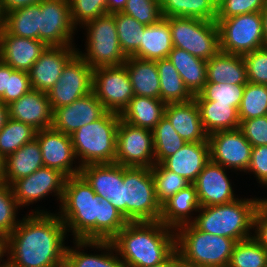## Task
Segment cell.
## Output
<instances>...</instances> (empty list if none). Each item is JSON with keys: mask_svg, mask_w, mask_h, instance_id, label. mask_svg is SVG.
Returning <instances> with one entry per match:
<instances>
[{"mask_svg": "<svg viewBox=\"0 0 267 267\" xmlns=\"http://www.w3.org/2000/svg\"><path fill=\"white\" fill-rule=\"evenodd\" d=\"M240 120L267 115V85L248 82L238 109Z\"/></svg>", "mask_w": 267, "mask_h": 267, "instance_id": "42", "label": "cell"}, {"mask_svg": "<svg viewBox=\"0 0 267 267\" xmlns=\"http://www.w3.org/2000/svg\"><path fill=\"white\" fill-rule=\"evenodd\" d=\"M114 21L122 52L127 57H134L140 50L142 34H144L146 25L122 12L114 13Z\"/></svg>", "mask_w": 267, "mask_h": 267, "instance_id": "39", "label": "cell"}, {"mask_svg": "<svg viewBox=\"0 0 267 267\" xmlns=\"http://www.w3.org/2000/svg\"><path fill=\"white\" fill-rule=\"evenodd\" d=\"M92 91L107 111L119 114L134 97L124 65L94 68Z\"/></svg>", "mask_w": 267, "mask_h": 267, "instance_id": "13", "label": "cell"}, {"mask_svg": "<svg viewBox=\"0 0 267 267\" xmlns=\"http://www.w3.org/2000/svg\"><path fill=\"white\" fill-rule=\"evenodd\" d=\"M3 256H7V238L0 234V266L6 262V259L2 260Z\"/></svg>", "mask_w": 267, "mask_h": 267, "instance_id": "61", "label": "cell"}, {"mask_svg": "<svg viewBox=\"0 0 267 267\" xmlns=\"http://www.w3.org/2000/svg\"><path fill=\"white\" fill-rule=\"evenodd\" d=\"M76 27L71 18L69 0L40 2V41L50 46H72Z\"/></svg>", "mask_w": 267, "mask_h": 267, "instance_id": "16", "label": "cell"}, {"mask_svg": "<svg viewBox=\"0 0 267 267\" xmlns=\"http://www.w3.org/2000/svg\"><path fill=\"white\" fill-rule=\"evenodd\" d=\"M264 46L267 47V4L261 11Z\"/></svg>", "mask_w": 267, "mask_h": 267, "instance_id": "60", "label": "cell"}, {"mask_svg": "<svg viewBox=\"0 0 267 267\" xmlns=\"http://www.w3.org/2000/svg\"><path fill=\"white\" fill-rule=\"evenodd\" d=\"M36 132L30 125L9 118L0 131V154L6 158L26 143L32 142Z\"/></svg>", "mask_w": 267, "mask_h": 267, "instance_id": "40", "label": "cell"}, {"mask_svg": "<svg viewBox=\"0 0 267 267\" xmlns=\"http://www.w3.org/2000/svg\"><path fill=\"white\" fill-rule=\"evenodd\" d=\"M172 48L169 21L162 17L158 22L145 26L140 50L134 57L156 61L167 58Z\"/></svg>", "mask_w": 267, "mask_h": 267, "instance_id": "30", "label": "cell"}, {"mask_svg": "<svg viewBox=\"0 0 267 267\" xmlns=\"http://www.w3.org/2000/svg\"><path fill=\"white\" fill-rule=\"evenodd\" d=\"M236 240L197 229L192 223L175 229V249L190 267H228Z\"/></svg>", "mask_w": 267, "mask_h": 267, "instance_id": "5", "label": "cell"}, {"mask_svg": "<svg viewBox=\"0 0 267 267\" xmlns=\"http://www.w3.org/2000/svg\"><path fill=\"white\" fill-rule=\"evenodd\" d=\"M123 65L127 69L134 96L160 99V78L156 61L129 56Z\"/></svg>", "mask_w": 267, "mask_h": 267, "instance_id": "29", "label": "cell"}, {"mask_svg": "<svg viewBox=\"0 0 267 267\" xmlns=\"http://www.w3.org/2000/svg\"><path fill=\"white\" fill-rule=\"evenodd\" d=\"M253 173L262 186L267 184V145L252 148L251 162L246 171Z\"/></svg>", "mask_w": 267, "mask_h": 267, "instance_id": "52", "label": "cell"}, {"mask_svg": "<svg viewBox=\"0 0 267 267\" xmlns=\"http://www.w3.org/2000/svg\"><path fill=\"white\" fill-rule=\"evenodd\" d=\"M9 119L8 105L0 100V131L4 128Z\"/></svg>", "mask_w": 267, "mask_h": 267, "instance_id": "59", "label": "cell"}, {"mask_svg": "<svg viewBox=\"0 0 267 267\" xmlns=\"http://www.w3.org/2000/svg\"><path fill=\"white\" fill-rule=\"evenodd\" d=\"M243 59L248 82L267 85V47L247 53Z\"/></svg>", "mask_w": 267, "mask_h": 267, "instance_id": "48", "label": "cell"}, {"mask_svg": "<svg viewBox=\"0 0 267 267\" xmlns=\"http://www.w3.org/2000/svg\"><path fill=\"white\" fill-rule=\"evenodd\" d=\"M107 110L94 92L77 99L72 104L53 111L52 127L66 135L73 134L82 126L101 118Z\"/></svg>", "mask_w": 267, "mask_h": 267, "instance_id": "18", "label": "cell"}, {"mask_svg": "<svg viewBox=\"0 0 267 267\" xmlns=\"http://www.w3.org/2000/svg\"><path fill=\"white\" fill-rule=\"evenodd\" d=\"M163 17L198 18L215 21L217 9L208 0H159Z\"/></svg>", "mask_w": 267, "mask_h": 267, "instance_id": "37", "label": "cell"}, {"mask_svg": "<svg viewBox=\"0 0 267 267\" xmlns=\"http://www.w3.org/2000/svg\"><path fill=\"white\" fill-rule=\"evenodd\" d=\"M31 211L7 237V260L18 267H64V223L58 213Z\"/></svg>", "mask_w": 267, "mask_h": 267, "instance_id": "2", "label": "cell"}, {"mask_svg": "<svg viewBox=\"0 0 267 267\" xmlns=\"http://www.w3.org/2000/svg\"><path fill=\"white\" fill-rule=\"evenodd\" d=\"M0 267H18V266L14 265L10 261L6 260V262H4L3 265H1Z\"/></svg>", "mask_w": 267, "mask_h": 267, "instance_id": "65", "label": "cell"}, {"mask_svg": "<svg viewBox=\"0 0 267 267\" xmlns=\"http://www.w3.org/2000/svg\"><path fill=\"white\" fill-rule=\"evenodd\" d=\"M239 129L253 147L267 145V115L240 120Z\"/></svg>", "mask_w": 267, "mask_h": 267, "instance_id": "50", "label": "cell"}, {"mask_svg": "<svg viewBox=\"0 0 267 267\" xmlns=\"http://www.w3.org/2000/svg\"><path fill=\"white\" fill-rule=\"evenodd\" d=\"M181 264L179 253L175 249L165 260L151 267H179Z\"/></svg>", "mask_w": 267, "mask_h": 267, "instance_id": "57", "label": "cell"}, {"mask_svg": "<svg viewBox=\"0 0 267 267\" xmlns=\"http://www.w3.org/2000/svg\"><path fill=\"white\" fill-rule=\"evenodd\" d=\"M245 85L227 83H206L198 93L206 101L229 104L237 110L240 107Z\"/></svg>", "mask_w": 267, "mask_h": 267, "instance_id": "44", "label": "cell"}, {"mask_svg": "<svg viewBox=\"0 0 267 267\" xmlns=\"http://www.w3.org/2000/svg\"><path fill=\"white\" fill-rule=\"evenodd\" d=\"M201 205L194 184L178 191L161 205L159 221L174 230L184 224L192 223Z\"/></svg>", "mask_w": 267, "mask_h": 267, "instance_id": "26", "label": "cell"}, {"mask_svg": "<svg viewBox=\"0 0 267 267\" xmlns=\"http://www.w3.org/2000/svg\"><path fill=\"white\" fill-rule=\"evenodd\" d=\"M31 89L29 74L24 71L14 70L9 78L8 92H5L0 100L9 105Z\"/></svg>", "mask_w": 267, "mask_h": 267, "instance_id": "51", "label": "cell"}, {"mask_svg": "<svg viewBox=\"0 0 267 267\" xmlns=\"http://www.w3.org/2000/svg\"><path fill=\"white\" fill-rule=\"evenodd\" d=\"M165 116L186 142H208V134L204 130L199 106L194 98L187 102L166 104Z\"/></svg>", "mask_w": 267, "mask_h": 267, "instance_id": "24", "label": "cell"}, {"mask_svg": "<svg viewBox=\"0 0 267 267\" xmlns=\"http://www.w3.org/2000/svg\"><path fill=\"white\" fill-rule=\"evenodd\" d=\"M111 241L125 267H151L175 250V230L160 221L128 222Z\"/></svg>", "mask_w": 267, "mask_h": 267, "instance_id": "3", "label": "cell"}, {"mask_svg": "<svg viewBox=\"0 0 267 267\" xmlns=\"http://www.w3.org/2000/svg\"><path fill=\"white\" fill-rule=\"evenodd\" d=\"M80 174L100 198H106L116 208L117 163L88 164Z\"/></svg>", "mask_w": 267, "mask_h": 267, "instance_id": "34", "label": "cell"}, {"mask_svg": "<svg viewBox=\"0 0 267 267\" xmlns=\"http://www.w3.org/2000/svg\"><path fill=\"white\" fill-rule=\"evenodd\" d=\"M167 59L173 64L193 95L203 89L207 83V61L177 47L172 48Z\"/></svg>", "mask_w": 267, "mask_h": 267, "instance_id": "33", "label": "cell"}, {"mask_svg": "<svg viewBox=\"0 0 267 267\" xmlns=\"http://www.w3.org/2000/svg\"><path fill=\"white\" fill-rule=\"evenodd\" d=\"M66 176L59 170L41 167L31 175L18 179L10 187L19 207L37 203L50 193L62 202Z\"/></svg>", "mask_w": 267, "mask_h": 267, "instance_id": "14", "label": "cell"}, {"mask_svg": "<svg viewBox=\"0 0 267 267\" xmlns=\"http://www.w3.org/2000/svg\"><path fill=\"white\" fill-rule=\"evenodd\" d=\"M42 0H0V9L2 15L10 11H14L20 8H24L31 4L40 3Z\"/></svg>", "mask_w": 267, "mask_h": 267, "instance_id": "54", "label": "cell"}, {"mask_svg": "<svg viewBox=\"0 0 267 267\" xmlns=\"http://www.w3.org/2000/svg\"><path fill=\"white\" fill-rule=\"evenodd\" d=\"M209 161V142H186L161 164L193 184Z\"/></svg>", "mask_w": 267, "mask_h": 267, "instance_id": "25", "label": "cell"}, {"mask_svg": "<svg viewBox=\"0 0 267 267\" xmlns=\"http://www.w3.org/2000/svg\"><path fill=\"white\" fill-rule=\"evenodd\" d=\"M2 27L9 34L40 40V3L6 13Z\"/></svg>", "mask_w": 267, "mask_h": 267, "instance_id": "35", "label": "cell"}, {"mask_svg": "<svg viewBox=\"0 0 267 267\" xmlns=\"http://www.w3.org/2000/svg\"><path fill=\"white\" fill-rule=\"evenodd\" d=\"M155 163H162L167 157L182 148L186 141L176 132L169 119L164 116L152 129Z\"/></svg>", "mask_w": 267, "mask_h": 267, "instance_id": "38", "label": "cell"}, {"mask_svg": "<svg viewBox=\"0 0 267 267\" xmlns=\"http://www.w3.org/2000/svg\"><path fill=\"white\" fill-rule=\"evenodd\" d=\"M115 163L125 167L151 168L155 164L152 130L130 125L120 119Z\"/></svg>", "mask_w": 267, "mask_h": 267, "instance_id": "11", "label": "cell"}, {"mask_svg": "<svg viewBox=\"0 0 267 267\" xmlns=\"http://www.w3.org/2000/svg\"><path fill=\"white\" fill-rule=\"evenodd\" d=\"M267 0H222L216 18H230L237 15L261 12Z\"/></svg>", "mask_w": 267, "mask_h": 267, "instance_id": "49", "label": "cell"}, {"mask_svg": "<svg viewBox=\"0 0 267 267\" xmlns=\"http://www.w3.org/2000/svg\"><path fill=\"white\" fill-rule=\"evenodd\" d=\"M208 142L211 161L228 170L247 171L253 146L239 128L214 132L208 135Z\"/></svg>", "mask_w": 267, "mask_h": 267, "instance_id": "15", "label": "cell"}, {"mask_svg": "<svg viewBox=\"0 0 267 267\" xmlns=\"http://www.w3.org/2000/svg\"><path fill=\"white\" fill-rule=\"evenodd\" d=\"M69 8L76 27L107 13L106 0H69Z\"/></svg>", "mask_w": 267, "mask_h": 267, "instance_id": "47", "label": "cell"}, {"mask_svg": "<svg viewBox=\"0 0 267 267\" xmlns=\"http://www.w3.org/2000/svg\"><path fill=\"white\" fill-rule=\"evenodd\" d=\"M220 51L245 55L264 47L261 12L216 18Z\"/></svg>", "mask_w": 267, "mask_h": 267, "instance_id": "10", "label": "cell"}, {"mask_svg": "<svg viewBox=\"0 0 267 267\" xmlns=\"http://www.w3.org/2000/svg\"><path fill=\"white\" fill-rule=\"evenodd\" d=\"M35 139L39 143L45 167L57 169L66 177L80 174L81 166H73L77 158L70 135L50 127L37 131Z\"/></svg>", "mask_w": 267, "mask_h": 267, "instance_id": "17", "label": "cell"}, {"mask_svg": "<svg viewBox=\"0 0 267 267\" xmlns=\"http://www.w3.org/2000/svg\"><path fill=\"white\" fill-rule=\"evenodd\" d=\"M165 108L161 99L134 96L119 115L130 125L152 130L165 116Z\"/></svg>", "mask_w": 267, "mask_h": 267, "instance_id": "31", "label": "cell"}, {"mask_svg": "<svg viewBox=\"0 0 267 267\" xmlns=\"http://www.w3.org/2000/svg\"><path fill=\"white\" fill-rule=\"evenodd\" d=\"M216 9L220 6L222 0H208Z\"/></svg>", "mask_w": 267, "mask_h": 267, "instance_id": "64", "label": "cell"}, {"mask_svg": "<svg viewBox=\"0 0 267 267\" xmlns=\"http://www.w3.org/2000/svg\"><path fill=\"white\" fill-rule=\"evenodd\" d=\"M179 267H190V266H187V265L181 264Z\"/></svg>", "mask_w": 267, "mask_h": 267, "instance_id": "67", "label": "cell"}, {"mask_svg": "<svg viewBox=\"0 0 267 267\" xmlns=\"http://www.w3.org/2000/svg\"><path fill=\"white\" fill-rule=\"evenodd\" d=\"M267 188V184L265 185ZM259 207L267 211V198H258Z\"/></svg>", "mask_w": 267, "mask_h": 267, "instance_id": "63", "label": "cell"}, {"mask_svg": "<svg viewBox=\"0 0 267 267\" xmlns=\"http://www.w3.org/2000/svg\"><path fill=\"white\" fill-rule=\"evenodd\" d=\"M127 0H106L107 13L122 12L125 8Z\"/></svg>", "mask_w": 267, "mask_h": 267, "instance_id": "58", "label": "cell"}, {"mask_svg": "<svg viewBox=\"0 0 267 267\" xmlns=\"http://www.w3.org/2000/svg\"><path fill=\"white\" fill-rule=\"evenodd\" d=\"M258 198H241L234 201L200 207L192 224L210 234L242 241L253 236L254 214Z\"/></svg>", "mask_w": 267, "mask_h": 267, "instance_id": "4", "label": "cell"}, {"mask_svg": "<svg viewBox=\"0 0 267 267\" xmlns=\"http://www.w3.org/2000/svg\"><path fill=\"white\" fill-rule=\"evenodd\" d=\"M73 243L75 246H67L64 267H125L112 241L73 240ZM86 247L98 249L101 254H87L83 252Z\"/></svg>", "mask_w": 267, "mask_h": 267, "instance_id": "23", "label": "cell"}, {"mask_svg": "<svg viewBox=\"0 0 267 267\" xmlns=\"http://www.w3.org/2000/svg\"><path fill=\"white\" fill-rule=\"evenodd\" d=\"M253 237L267 249V211L257 207L254 214Z\"/></svg>", "mask_w": 267, "mask_h": 267, "instance_id": "53", "label": "cell"}, {"mask_svg": "<svg viewBox=\"0 0 267 267\" xmlns=\"http://www.w3.org/2000/svg\"><path fill=\"white\" fill-rule=\"evenodd\" d=\"M116 209L125 217V203H123V166L117 164Z\"/></svg>", "mask_w": 267, "mask_h": 267, "instance_id": "55", "label": "cell"}, {"mask_svg": "<svg viewBox=\"0 0 267 267\" xmlns=\"http://www.w3.org/2000/svg\"><path fill=\"white\" fill-rule=\"evenodd\" d=\"M19 208L11 187L3 181L0 182V234L6 238L20 221L17 219Z\"/></svg>", "mask_w": 267, "mask_h": 267, "instance_id": "45", "label": "cell"}, {"mask_svg": "<svg viewBox=\"0 0 267 267\" xmlns=\"http://www.w3.org/2000/svg\"><path fill=\"white\" fill-rule=\"evenodd\" d=\"M59 211L73 240L111 241L128 223L110 201L96 195L81 174L66 178Z\"/></svg>", "mask_w": 267, "mask_h": 267, "instance_id": "1", "label": "cell"}, {"mask_svg": "<svg viewBox=\"0 0 267 267\" xmlns=\"http://www.w3.org/2000/svg\"><path fill=\"white\" fill-rule=\"evenodd\" d=\"M76 46H50L29 70L31 88L44 93L59 80L67 62L78 52Z\"/></svg>", "mask_w": 267, "mask_h": 267, "instance_id": "19", "label": "cell"}, {"mask_svg": "<svg viewBox=\"0 0 267 267\" xmlns=\"http://www.w3.org/2000/svg\"><path fill=\"white\" fill-rule=\"evenodd\" d=\"M119 122V113L107 111L98 120L71 134L77 164L82 167L88 164L114 163Z\"/></svg>", "mask_w": 267, "mask_h": 267, "instance_id": "6", "label": "cell"}, {"mask_svg": "<svg viewBox=\"0 0 267 267\" xmlns=\"http://www.w3.org/2000/svg\"><path fill=\"white\" fill-rule=\"evenodd\" d=\"M225 171V167L210 160L200 172L193 184L201 207L225 204L238 199Z\"/></svg>", "mask_w": 267, "mask_h": 267, "instance_id": "20", "label": "cell"}, {"mask_svg": "<svg viewBox=\"0 0 267 267\" xmlns=\"http://www.w3.org/2000/svg\"><path fill=\"white\" fill-rule=\"evenodd\" d=\"M9 118L30 125L36 131L50 128L53 111L47 93L31 89L8 105Z\"/></svg>", "mask_w": 267, "mask_h": 267, "instance_id": "22", "label": "cell"}, {"mask_svg": "<svg viewBox=\"0 0 267 267\" xmlns=\"http://www.w3.org/2000/svg\"><path fill=\"white\" fill-rule=\"evenodd\" d=\"M47 47L39 39L18 37L0 27V59L14 70L28 73Z\"/></svg>", "mask_w": 267, "mask_h": 267, "instance_id": "21", "label": "cell"}, {"mask_svg": "<svg viewBox=\"0 0 267 267\" xmlns=\"http://www.w3.org/2000/svg\"><path fill=\"white\" fill-rule=\"evenodd\" d=\"M86 52L78 54L92 68L122 66L127 56L120 47L114 14L106 13L86 22Z\"/></svg>", "mask_w": 267, "mask_h": 267, "instance_id": "8", "label": "cell"}, {"mask_svg": "<svg viewBox=\"0 0 267 267\" xmlns=\"http://www.w3.org/2000/svg\"><path fill=\"white\" fill-rule=\"evenodd\" d=\"M200 110L204 130L208 135L217 131L235 130L240 127L238 110L229 104L206 101L199 94L194 95Z\"/></svg>", "mask_w": 267, "mask_h": 267, "instance_id": "32", "label": "cell"}, {"mask_svg": "<svg viewBox=\"0 0 267 267\" xmlns=\"http://www.w3.org/2000/svg\"><path fill=\"white\" fill-rule=\"evenodd\" d=\"M3 26V15H2V12H1V9H0V27Z\"/></svg>", "mask_w": 267, "mask_h": 267, "instance_id": "66", "label": "cell"}, {"mask_svg": "<svg viewBox=\"0 0 267 267\" xmlns=\"http://www.w3.org/2000/svg\"><path fill=\"white\" fill-rule=\"evenodd\" d=\"M123 203L128 222L159 221L161 204L156 198L151 168L123 166Z\"/></svg>", "mask_w": 267, "mask_h": 267, "instance_id": "7", "label": "cell"}, {"mask_svg": "<svg viewBox=\"0 0 267 267\" xmlns=\"http://www.w3.org/2000/svg\"><path fill=\"white\" fill-rule=\"evenodd\" d=\"M228 267H267V249L253 236L238 241Z\"/></svg>", "mask_w": 267, "mask_h": 267, "instance_id": "41", "label": "cell"}, {"mask_svg": "<svg viewBox=\"0 0 267 267\" xmlns=\"http://www.w3.org/2000/svg\"><path fill=\"white\" fill-rule=\"evenodd\" d=\"M5 170V158L0 154V182H2Z\"/></svg>", "mask_w": 267, "mask_h": 267, "instance_id": "62", "label": "cell"}, {"mask_svg": "<svg viewBox=\"0 0 267 267\" xmlns=\"http://www.w3.org/2000/svg\"><path fill=\"white\" fill-rule=\"evenodd\" d=\"M43 166L41 149L38 141L34 139L5 158L2 181L10 186L13 182L31 175Z\"/></svg>", "mask_w": 267, "mask_h": 267, "instance_id": "28", "label": "cell"}, {"mask_svg": "<svg viewBox=\"0 0 267 267\" xmlns=\"http://www.w3.org/2000/svg\"><path fill=\"white\" fill-rule=\"evenodd\" d=\"M93 69L78 52L67 62L59 80L47 92L52 111L92 92Z\"/></svg>", "mask_w": 267, "mask_h": 267, "instance_id": "12", "label": "cell"}, {"mask_svg": "<svg viewBox=\"0 0 267 267\" xmlns=\"http://www.w3.org/2000/svg\"><path fill=\"white\" fill-rule=\"evenodd\" d=\"M246 85V65L241 55L219 51L207 61V83Z\"/></svg>", "mask_w": 267, "mask_h": 267, "instance_id": "27", "label": "cell"}, {"mask_svg": "<svg viewBox=\"0 0 267 267\" xmlns=\"http://www.w3.org/2000/svg\"><path fill=\"white\" fill-rule=\"evenodd\" d=\"M155 184V194L162 205L178 191L186 188L191 183L177 173L166 169L161 163H155L151 167Z\"/></svg>", "mask_w": 267, "mask_h": 267, "instance_id": "43", "label": "cell"}, {"mask_svg": "<svg viewBox=\"0 0 267 267\" xmlns=\"http://www.w3.org/2000/svg\"><path fill=\"white\" fill-rule=\"evenodd\" d=\"M169 21L173 47L208 61L220 51L216 21L198 18L164 17Z\"/></svg>", "mask_w": 267, "mask_h": 267, "instance_id": "9", "label": "cell"}, {"mask_svg": "<svg viewBox=\"0 0 267 267\" xmlns=\"http://www.w3.org/2000/svg\"><path fill=\"white\" fill-rule=\"evenodd\" d=\"M14 69L0 59V98L8 92L9 78Z\"/></svg>", "mask_w": 267, "mask_h": 267, "instance_id": "56", "label": "cell"}, {"mask_svg": "<svg viewBox=\"0 0 267 267\" xmlns=\"http://www.w3.org/2000/svg\"><path fill=\"white\" fill-rule=\"evenodd\" d=\"M122 13L146 26L158 22L163 17L159 0H127Z\"/></svg>", "mask_w": 267, "mask_h": 267, "instance_id": "46", "label": "cell"}, {"mask_svg": "<svg viewBox=\"0 0 267 267\" xmlns=\"http://www.w3.org/2000/svg\"><path fill=\"white\" fill-rule=\"evenodd\" d=\"M156 65L160 78V99L164 103L187 102L194 98L178 71L167 58L156 60Z\"/></svg>", "mask_w": 267, "mask_h": 267, "instance_id": "36", "label": "cell"}]
</instances>
